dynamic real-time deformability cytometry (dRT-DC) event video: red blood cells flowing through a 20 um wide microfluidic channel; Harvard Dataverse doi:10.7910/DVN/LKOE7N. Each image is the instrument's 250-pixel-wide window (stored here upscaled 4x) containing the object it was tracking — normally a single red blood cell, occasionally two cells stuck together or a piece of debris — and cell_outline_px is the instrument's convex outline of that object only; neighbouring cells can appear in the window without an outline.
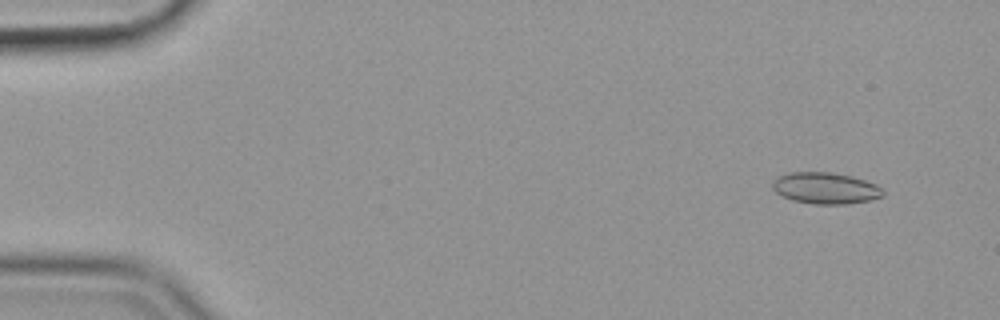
{"species": "common noctule bat (a hibernating species)", "species_latin": "Nyctalus noctula", "temperature_condition": "cold", "stored_images_in_passage": 57, "camera_frame_rate_fps": 3000, "um_per_image_px": 0.085, "animal": {"sex": "female", "body_mass_g": 19.9}, "frame": {"image": 1, "passage_image": 5, "time_ms": 1.333, "image_size_px": [1000, 320], "cell_outline_px": [[884, 196], [868, 200], [844, 204], [812, 204], [792, 200], [776, 192], [772, 188], [772, 180], [788, 172], [832, 172], [852, 176], [876, 184], [884, 192]], "centroid_in_image_um": [70.15, 15.98], "position_along_channel_um": 14.9, "area_um2": 20.17}}
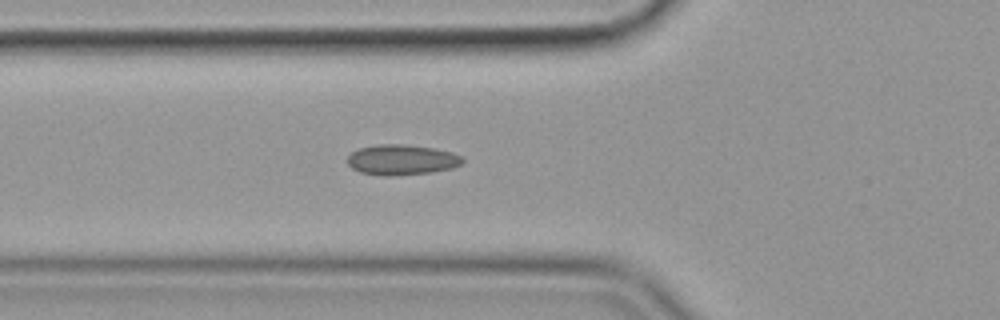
{"frame": {"image": 2, "passage_image": 21, "time_ms": 6.667, "image_size_px": [1000, 320], "cell_outline_px": [[464, 160], [460, 164], [452, 168], [432, 172], [392, 176], [388, 176], [360, 172], [352, 168], [348, 164], [348, 156], [352, 152], [360, 148], [376, 144], [404, 144], [432, 148], [452, 152], [460, 156]], "centroid_in_image_um": [34.13, 13.58], "position_along_channel_um": 91.7, "area_um2": 20.23}}
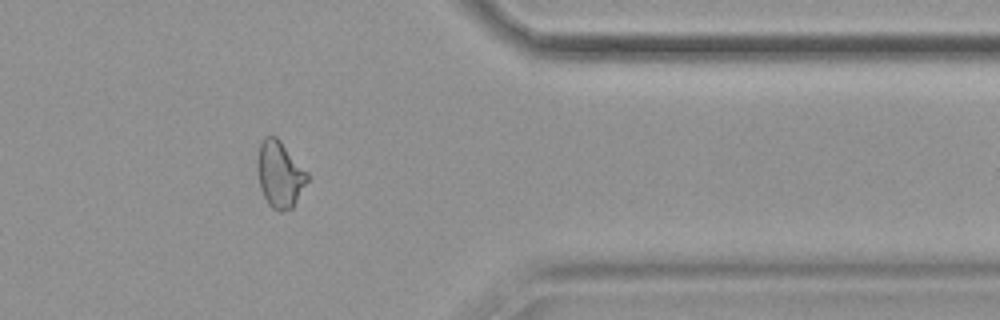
{"frame": {"image": 3, "passage_image": 47, "time_ms": 15.333, "image_size_px": [1000, 320], "cell_outline_px": [[308, 180], [292, 208], [280, 212], [272, 208], [268, 204], [260, 188], [256, 168], [256, 160], [260, 144], [264, 136], [276, 136], [280, 140], [308, 172]], "centroid_in_image_um": [23.76, 14.81], "position_along_channel_um": 387.6, "area_um2": 19.42}, "authors_computed_cell_mechanics": {"area_um2": 19.5942, "velocity_mm_per_s": 3.5771, "shape_relaxation_time_tau1_ms": null, "shape_relaxation_time_tau2_ms": 2.9755, "deformation_change_tau1": null, "deformation_change_tau2": 0.0702}}